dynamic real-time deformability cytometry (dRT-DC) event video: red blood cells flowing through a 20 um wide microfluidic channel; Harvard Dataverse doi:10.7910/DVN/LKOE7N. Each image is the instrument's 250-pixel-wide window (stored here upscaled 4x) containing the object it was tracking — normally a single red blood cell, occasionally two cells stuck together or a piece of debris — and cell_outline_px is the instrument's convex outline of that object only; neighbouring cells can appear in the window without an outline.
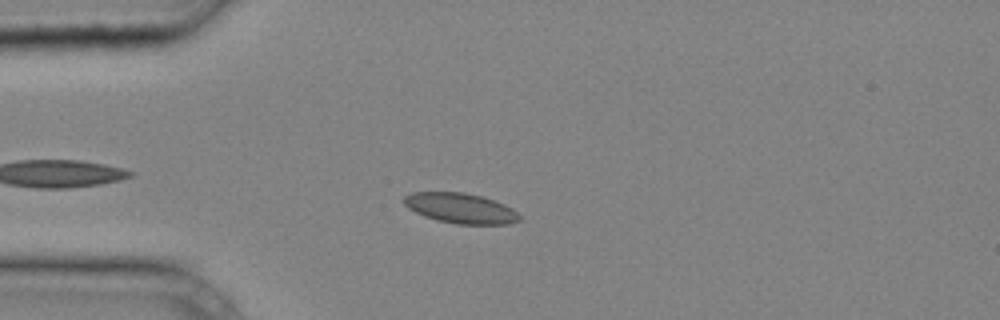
{"species": "common noctule bat (a hibernating species)", "species_latin": "Nyctalus noctula", "temperature_condition": "cold", "stored_images_in_passage": 5, "camera_frame_rate_fps": 3000, "um_per_image_px": 0.085, "animal": {"sex": "male", "body_mass_g": 20.4}, "frame": {"image": 1, "passage_image": 1, "time_ms": 0.0, "image_size_px": [1000, 320], "cell_outline_px": [[520, 220], [508, 224], [456, 224], [436, 220], [424, 216], [408, 208], [404, 204], [404, 196], [412, 192], [464, 192], [480, 196], [504, 204], [512, 208], [520, 216]], "centroid_in_image_um": [39.13, 17.7], "position_along_channel_um": 45.9, "area_um2": 20.23}}
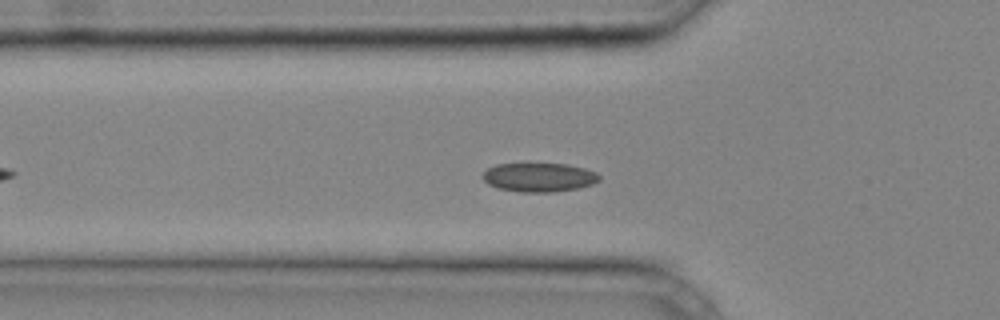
{"frame": {"image": 2, "passage_image": 4, "time_ms": 1.0, "image_size_px": [1000, 320], "cell_outline_px": [[600, 180], [592, 184], [576, 188], [552, 192], [520, 192], [496, 188], [488, 184], [484, 180], [484, 172], [488, 168], [496, 164], [568, 164], [584, 168], [596, 172], [600, 176]], "centroid_in_image_um": [45.82, 15.07], "position_along_channel_um": 80.0, "area_um2": 19.54}}